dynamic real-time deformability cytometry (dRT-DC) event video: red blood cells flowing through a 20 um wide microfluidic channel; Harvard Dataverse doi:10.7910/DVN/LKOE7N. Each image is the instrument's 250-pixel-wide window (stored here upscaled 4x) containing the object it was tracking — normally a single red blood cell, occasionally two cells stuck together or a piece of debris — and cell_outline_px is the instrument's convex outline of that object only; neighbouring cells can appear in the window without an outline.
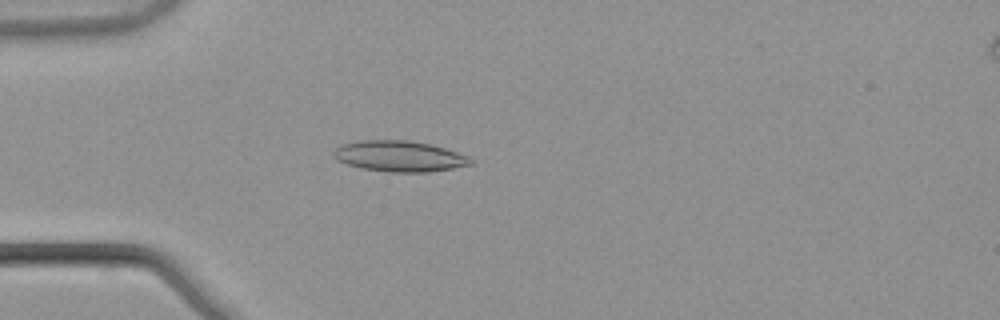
{"species": "common noctule bat (a hibernating species)", "species_latin": "Nyctalus noctula", "temperature_condition": "warm", "stored_images_in_passage": 8, "camera_frame_rate_fps": 3000, "um_per_image_px": 0.085, "animal": {"sex": "male", "body_mass_g": 21.5, "forearm_length_mm": 52.0}, "frame": {"image": 1, "passage_image": 1, "time_ms": 0.0, "image_size_px": [1000, 320], "cell_outline_px": [[472, 164], [452, 168], [428, 172], [388, 172], [360, 168], [336, 160], [332, 156], [332, 152], [336, 148], [344, 144], [360, 140], [408, 140], [428, 144], [444, 148], [468, 156], [472, 160]], "centroid_in_image_um": [33.91, 13.28], "position_along_channel_um": 51.1, "area_um2": 24.51}}